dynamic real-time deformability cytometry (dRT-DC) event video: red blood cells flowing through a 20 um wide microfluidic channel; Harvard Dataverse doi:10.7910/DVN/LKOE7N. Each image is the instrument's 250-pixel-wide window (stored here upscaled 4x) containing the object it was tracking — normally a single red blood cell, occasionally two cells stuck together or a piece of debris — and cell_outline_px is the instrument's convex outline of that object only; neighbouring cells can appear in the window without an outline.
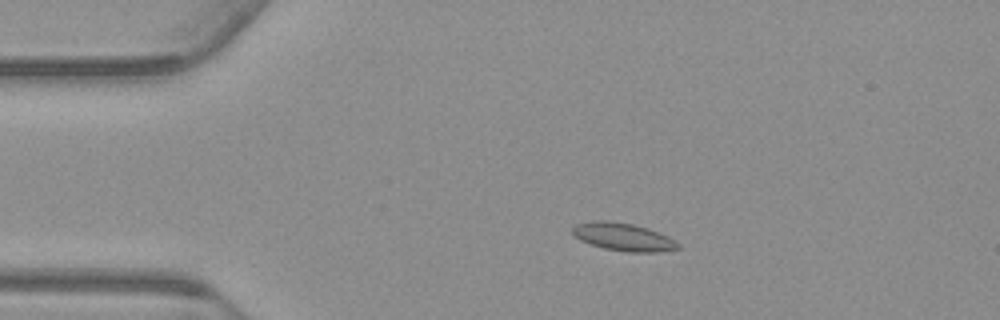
{"species": "common noctule bat (a hibernating species)", "species_latin": "Nyctalus noctula", "temperature_condition": "warm", "stored_images_in_passage": 55, "camera_frame_rate_fps": 3000, "um_per_image_px": 0.085, "animal": {"sex": "male", "body_mass_g": 23.1, "forearm_length_mm": 52.7}, "frame": {"image": 1, "passage_image": 11, "time_ms": 3.333, "image_size_px": [1000, 320], "cell_outline_px": [[680, 248], [656, 252], [628, 252], [604, 248], [580, 240], [572, 232], [572, 228], [576, 224], [596, 220], [604, 220], [632, 224], [648, 228], [668, 236], [680, 244]], "centroid_in_image_um": [52.99, 20.13], "position_along_channel_um": 32.0, "area_um2": 16.94}}
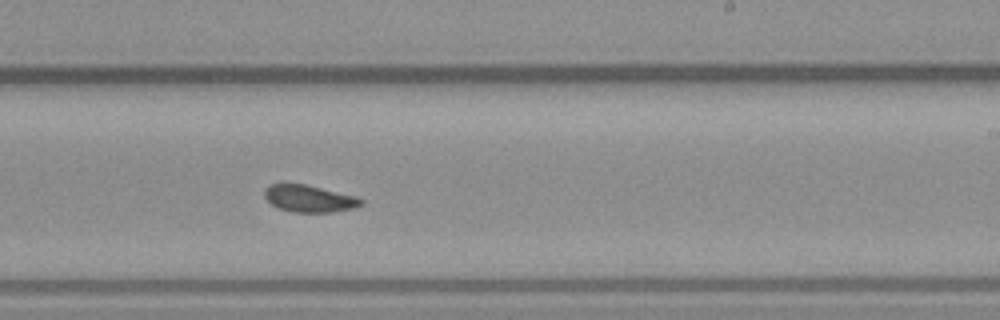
{"frame": {"image": 2, "passage_image": 33, "time_ms": 10.667, "image_size_px": [1000, 320], "cell_outline_px": [[364, 204], [356, 208], [332, 212], [292, 212], [280, 208], [272, 204], [264, 196], [264, 188], [268, 184], [284, 180], [304, 184], [356, 196], [364, 200]], "centroid_in_image_um": [26.25, 16.84], "position_along_channel_um": 262.8, "area_um2": 15.72}}
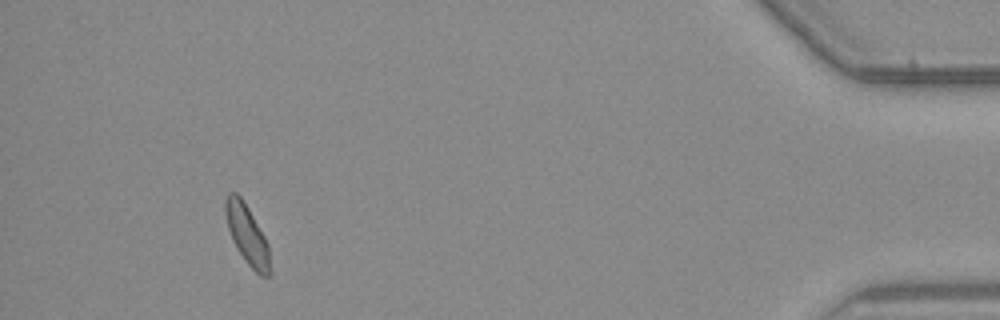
{"frame": {"image": 3, "passage_image": 51, "time_ms": 16.667, "image_size_px": [1000, 320], "cell_outline_px": [[272, 272], [268, 276], [260, 276], [244, 260], [232, 240], [228, 228], [224, 212], [224, 200], [228, 192], [236, 192], [240, 196], [248, 208], [264, 236], [268, 244]], "centroid_in_image_um": [21.0, 19.95], "position_along_channel_um": 414.2, "area_um2": 15.55}, "authors_computed_cell_mechanics": {"area_um2": 15.6638, "velocity_mm_per_s": 3.7398, "shape_relaxation_time_tau1_ms": 4.2528, "shape_relaxation_time_tau2_ms": 1.7692, "deformation_change_tau1": 0.0783, "deformation_change_tau2": 0.06}}